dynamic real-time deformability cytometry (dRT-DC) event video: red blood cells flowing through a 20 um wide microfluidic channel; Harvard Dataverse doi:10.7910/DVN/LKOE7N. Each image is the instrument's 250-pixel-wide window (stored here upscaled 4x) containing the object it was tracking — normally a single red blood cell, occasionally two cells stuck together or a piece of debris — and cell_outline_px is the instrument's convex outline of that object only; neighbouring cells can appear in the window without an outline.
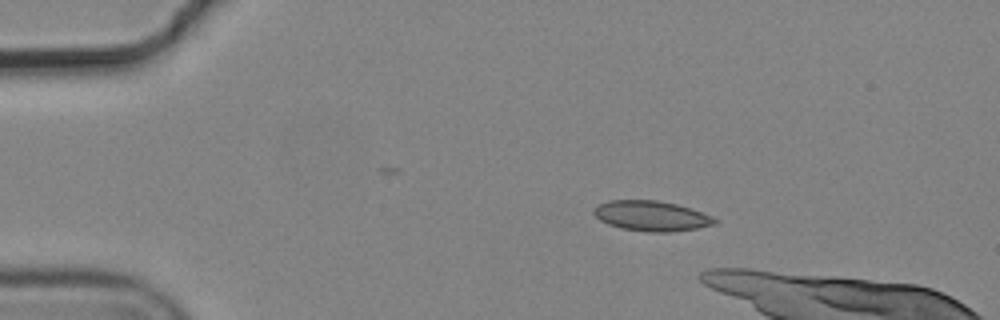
{"species": "common noctule bat (a hibernating species)", "species_latin": "Nyctalus noctula", "temperature_condition": "cold", "stored_images_in_passage": 4, "camera_frame_rate_fps": 3000, "um_per_image_px": 0.085, "animal": {"sex": "male", "body_mass_g": 19.2, "forearm_length_mm": 51.8}, "frame": {"image": 1, "passage_image": 1, "time_ms": 0.0, "image_size_px": [1000, 320], "cell_outline_px": [[720, 220], [716, 224], [696, 228], [672, 232], [648, 232], [620, 228], [608, 224], [600, 220], [592, 212], [592, 208], [596, 204], [608, 200], [656, 200], [676, 204], [692, 208], [712, 216]], "centroid_in_image_um": [55.36, 18.35], "position_along_channel_um": 29.6, "area_um2": 21.56}}